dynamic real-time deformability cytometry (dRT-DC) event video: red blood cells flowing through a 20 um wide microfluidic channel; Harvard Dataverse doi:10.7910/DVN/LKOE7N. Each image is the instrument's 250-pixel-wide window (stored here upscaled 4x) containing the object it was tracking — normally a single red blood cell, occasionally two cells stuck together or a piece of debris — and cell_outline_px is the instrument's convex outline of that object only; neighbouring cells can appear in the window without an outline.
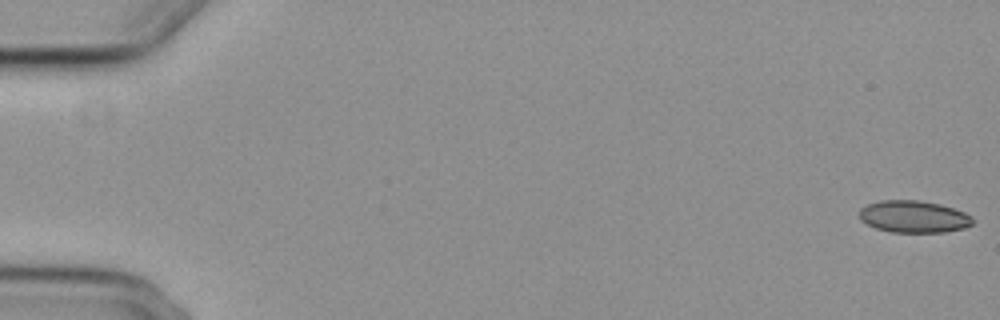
{"species": "common noctule bat (a hibernating species)", "species_latin": "Nyctalus noctula", "temperature_condition": "cold", "stored_images_in_passage": 4, "camera_frame_rate_fps": 3000, "um_per_image_px": 0.085, "animal": {"sex": "female", "body_mass_g": 29.2, "forearm_length_mm": 56.3}, "frame": {"image": 1, "passage_image": 1, "time_ms": 0.0, "image_size_px": [1000, 320], "cell_outline_px": [[972, 224], [964, 228], [944, 232], [892, 232], [876, 228], [860, 220], [860, 208], [868, 204], [880, 200], [920, 200], [940, 204], [964, 212], [972, 216]], "centroid_in_image_um": [77.66, 18.41], "position_along_channel_um": 7.3, "area_um2": 21.1}}